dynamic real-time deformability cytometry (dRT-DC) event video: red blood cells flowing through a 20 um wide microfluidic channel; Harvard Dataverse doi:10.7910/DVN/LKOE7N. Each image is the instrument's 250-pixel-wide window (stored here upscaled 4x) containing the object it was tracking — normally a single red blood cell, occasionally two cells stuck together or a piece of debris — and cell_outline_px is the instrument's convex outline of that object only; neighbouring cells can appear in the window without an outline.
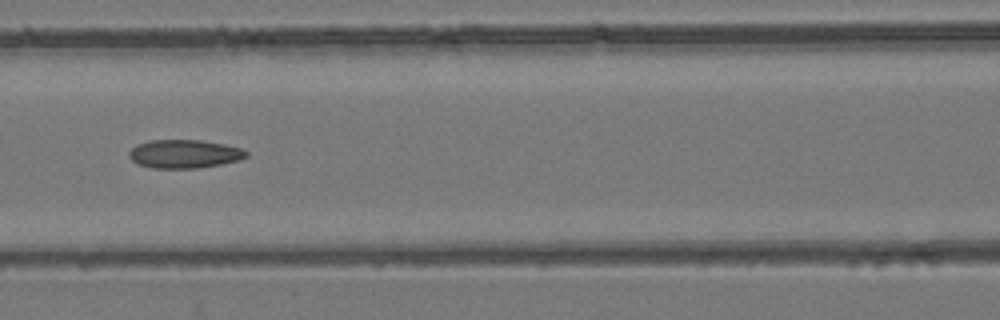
{"species": "common noctule bat (a hibernating species)", "species_latin": "Nyctalus noctula", "temperature_condition": "room temperature", "stored_images_in_passage": 6, "camera_frame_rate_fps": 3000, "um_per_image_px": 0.085, "animal": {"sex": "female", "body_mass_g": 24.6, "forearm_length_mm": 56.2}, "frame": {"image": 1, "passage_image": 6, "time_ms": 1.667, "image_size_px": [1000, 320], "cell_outline_px": [[248, 156], [240, 160], [220, 164], [196, 168], [152, 168], [136, 164], [128, 156], [128, 152], [136, 144], [152, 140], [200, 140], [224, 144], [244, 148], [248, 152]], "centroid_in_image_um": [15.67, 13.08], "position_along_channel_um": 150.9, "area_um2": 19.59}}